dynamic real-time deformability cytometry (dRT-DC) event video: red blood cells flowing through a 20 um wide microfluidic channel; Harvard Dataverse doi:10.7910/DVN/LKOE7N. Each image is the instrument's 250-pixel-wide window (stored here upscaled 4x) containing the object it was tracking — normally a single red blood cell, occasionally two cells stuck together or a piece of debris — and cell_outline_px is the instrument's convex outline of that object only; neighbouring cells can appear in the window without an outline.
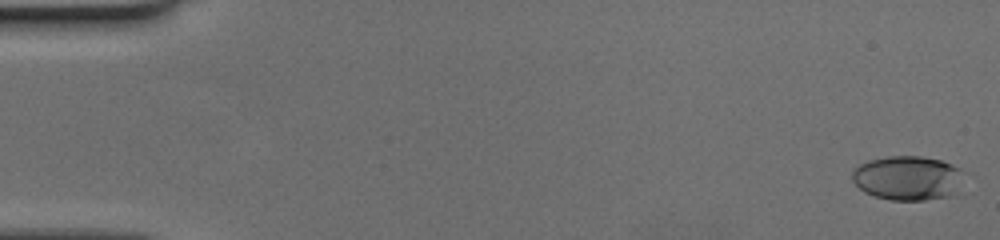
{"species": "human", "species_latin": "Homo sapiens", "temperature_condition": "cold", "stored_images_in_passage": 53, "camera_frame_rate_fps": 3000, "um_per_image_px": 0.085, "donor": {"sex": "female"}, "frame": {"image": 1, "passage_image": 2, "time_ms": 0.333, "image_size_px": [1000, 240], "cell_outline_px": [[964, 172], [952, 196], [924, 200], [888, 200], [864, 192], [852, 180], [852, 172], [860, 164], [868, 160], [888, 156], [920, 156], [940, 160], [952, 164], [960, 168]], "centroid_in_image_um": [77.14, 15.12], "position_along_channel_um": 7.9, "area_um2": 28.78}}
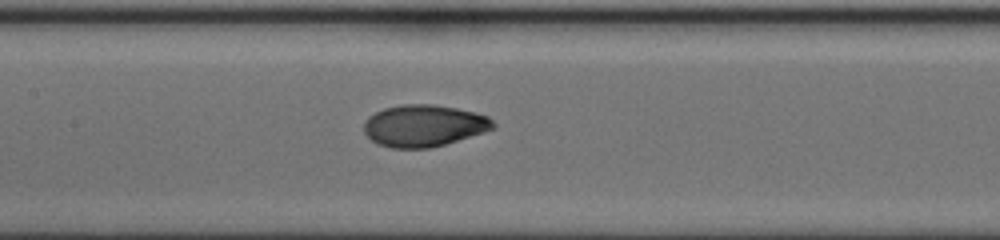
{"frame": {"image": 2, "passage_image": 26, "time_ms": 8.333, "image_size_px": [1000, 240], "cell_outline_px": [[496, 128], [484, 132], [444, 144], [428, 148], [392, 148], [376, 144], [364, 132], [364, 120], [368, 116], [384, 108], [400, 104], [432, 104], [456, 108], [476, 112], [488, 116], [496, 124]], "centroid_in_image_um": [36.02, 10.67], "position_along_channel_um": 171.4, "area_um2": 31.62}}
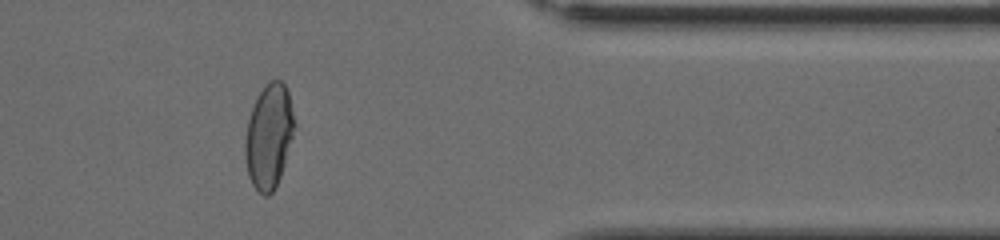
{"frame": {"image": 3, "passage_image": 44, "time_ms": 14.333, "image_size_px": [1000, 240], "cell_outline_px": [[296, 124], [284, 164], [280, 176], [272, 192], [268, 196], [264, 196], [252, 184], [248, 176], [244, 156], [244, 140], [248, 120], [256, 96], [264, 84], [272, 80], [280, 80], [288, 88]], "centroid_in_image_um": [22.85, 11.54], "position_along_channel_um": 388.6, "area_um2": 30.23}}